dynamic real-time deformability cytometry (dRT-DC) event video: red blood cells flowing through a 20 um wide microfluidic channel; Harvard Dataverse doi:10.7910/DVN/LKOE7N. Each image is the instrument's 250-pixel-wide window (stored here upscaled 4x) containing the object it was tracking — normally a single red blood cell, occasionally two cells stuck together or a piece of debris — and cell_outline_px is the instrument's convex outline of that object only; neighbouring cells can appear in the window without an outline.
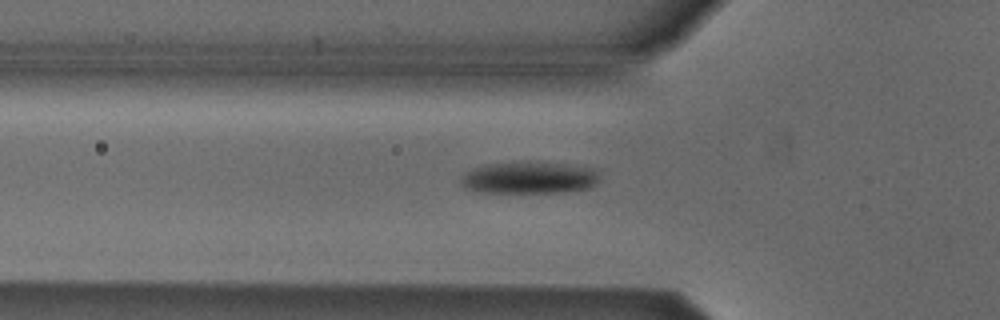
{"species": "Egyptian fruit bat (a non-hibernating species)", "species_latin": "Rousettus aegyptiacus", "temperature_condition": "cold", "stored_images_in_passage": 40, "camera_frame_rate_fps": 3000, "um_per_image_px": 0.085, "animal": {"sex": "male"}, "frame": {"image": 1, "passage_image": 10, "time_ms": 3.0, "image_size_px": [1000, 320], "cell_outline_px": [[600, 180], [596, 184], [588, 188], [564, 192], [480, 192], [468, 188], [460, 180], [460, 176], [464, 172], [472, 168], [488, 164], [528, 160], [564, 164], [596, 168], [600, 172]], "centroid_in_image_um": [45.03, 15.07], "position_along_channel_um": 80.8, "area_um2": 26.3}}
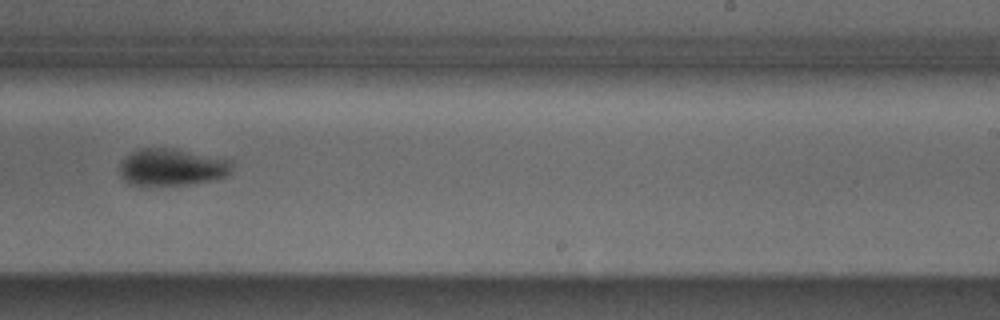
{"frame": {"image": 2, "passage_image": 25, "time_ms": 8.0, "image_size_px": [1000, 320], "cell_outline_px": [[232, 164], [228, 172], [224, 176], [208, 180], [184, 184], [128, 184], [120, 176], [120, 164], [132, 152], [140, 148], [172, 148], [232, 160]], "centroid_in_image_um": [14.57, 14.19], "position_along_channel_um": 274.4, "area_um2": 23.52}}
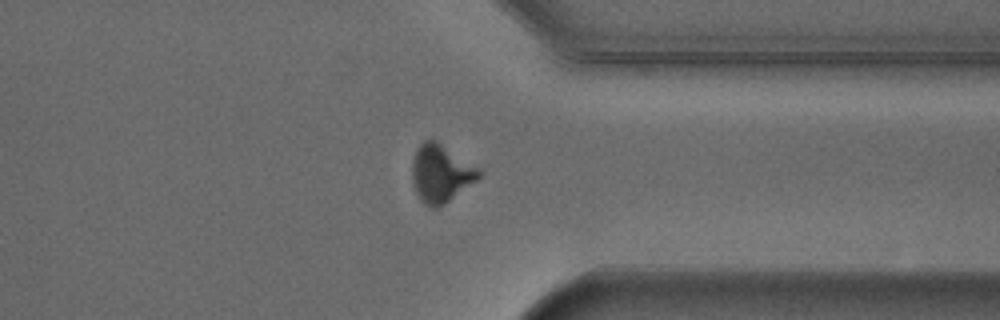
{"frame": {"image": 3, "passage_image": 33, "time_ms": 10.667, "image_size_px": [1000, 320], "cell_outline_px": [[484, 172], [476, 180], [444, 204], [436, 208], [432, 208], [424, 204], [420, 200], [416, 192], [412, 180], [412, 160], [416, 148], [424, 140], [436, 140]], "centroid_in_image_um": [37.43, 14.74], "position_along_channel_um": 374.0, "area_um2": 22.25}, "authors_computed_cell_mechanics": {"area_um2": 23.9003, "velocity_mm_per_s": 3.8768, "shape_relaxation_time_tau1_ms": 2.3447, "shape_relaxation_time_tau2_ms": null, "deformation_change_tau1": 0.1108, "deformation_change_tau2": null}}